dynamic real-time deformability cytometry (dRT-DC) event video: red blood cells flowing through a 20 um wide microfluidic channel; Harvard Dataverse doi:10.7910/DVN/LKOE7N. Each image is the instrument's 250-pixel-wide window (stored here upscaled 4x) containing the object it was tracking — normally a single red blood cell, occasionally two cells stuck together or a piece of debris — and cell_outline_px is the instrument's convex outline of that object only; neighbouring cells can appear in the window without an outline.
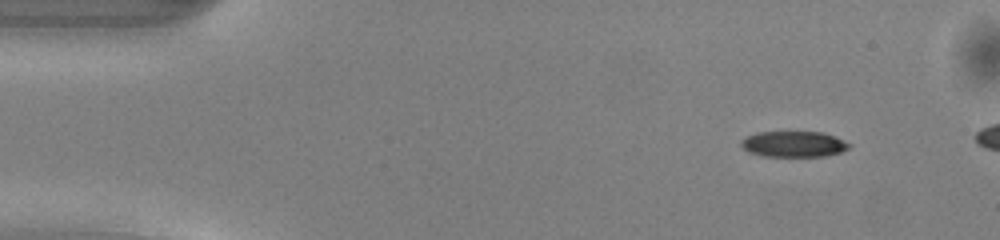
{"species": "common noctule bat (a hibernating species)", "species_latin": "Nyctalus noctula", "temperature_condition": "warm", "stored_images_in_passage": 11, "camera_frame_rate_fps": 3000, "um_per_image_px": 0.085, "animal": {"sex": "male", "body_mass_g": 13.0, "forearm_length_mm": 53.1}, "frame": {"image": 1, "passage_image": 1, "time_ms": 0.0, "image_size_px": [1000, 240], "cell_outline_px": [[852, 144], [848, 148], [840, 152], [824, 156], [760, 156], [748, 152], [740, 144], [740, 140], [756, 132], [824, 132], [836, 136]], "centroid_in_image_um": [67.46, 12.24], "position_along_channel_um": 17.5, "area_um2": 16.36}}